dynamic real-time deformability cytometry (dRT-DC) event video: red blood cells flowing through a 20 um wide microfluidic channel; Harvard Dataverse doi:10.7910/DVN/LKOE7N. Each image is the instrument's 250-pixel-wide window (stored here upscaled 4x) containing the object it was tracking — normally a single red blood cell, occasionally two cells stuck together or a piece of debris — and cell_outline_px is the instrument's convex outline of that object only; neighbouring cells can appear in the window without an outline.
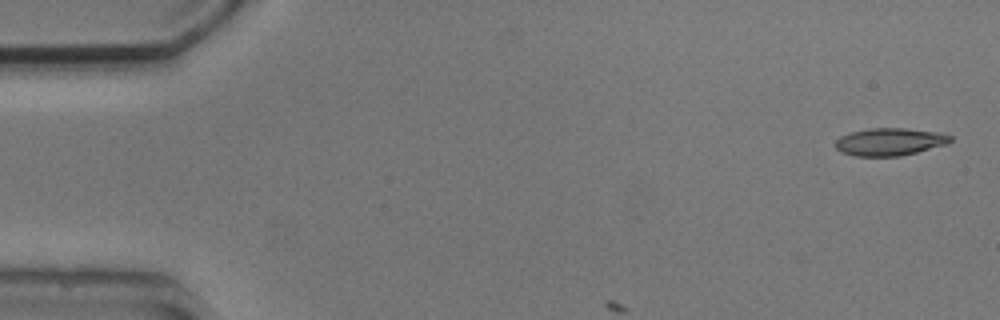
{"species": "common noctule bat (a hibernating species)", "species_latin": "Nyctalus noctula", "temperature_condition": "cold", "stored_images_in_passage": 3, "camera_frame_rate_fps": 3000, "um_per_image_px": 0.085, "animal": {"sex": "male", "body_mass_g": 20.5, "forearm_length_mm": 52.5}, "frame": {"image": 1, "passage_image": 1, "time_ms": 0.0, "image_size_px": [1000, 320], "cell_outline_px": [[952, 140], [948, 144], [900, 156], [852, 156], [840, 152], [836, 148], [836, 140], [840, 136], [852, 132], [868, 128], [904, 128], [940, 132], [952, 136]], "centroid_in_image_um": [75.63, 12.05], "position_along_channel_um": 9.4, "area_um2": 18.55}}